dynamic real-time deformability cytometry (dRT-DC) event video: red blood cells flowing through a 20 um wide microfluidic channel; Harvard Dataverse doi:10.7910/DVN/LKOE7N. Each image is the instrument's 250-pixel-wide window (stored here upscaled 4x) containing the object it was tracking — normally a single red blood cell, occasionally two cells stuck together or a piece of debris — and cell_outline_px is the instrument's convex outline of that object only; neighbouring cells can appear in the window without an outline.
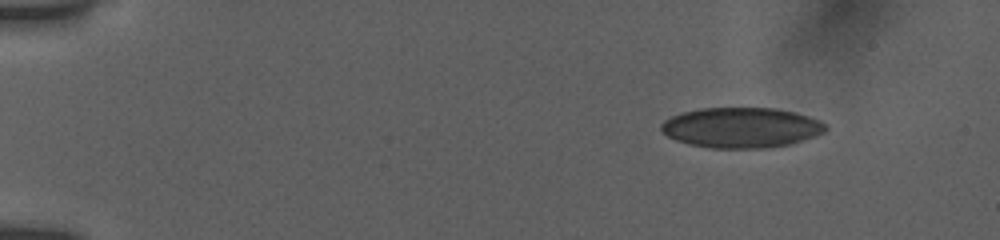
{"species": "human", "species_latin": "Homo sapiens", "temperature_condition": "room temperature", "stored_images_in_passage": 42, "camera_frame_rate_fps": 3000, "um_per_image_px": 0.085, "donor": {"sex": "female"}, "frame": {"image": 1, "passage_image": 1, "time_ms": 0.0, "image_size_px": [1000, 240], "cell_outline_px": [[828, 128], [824, 132], [788, 144], [768, 148], [712, 148], [688, 144], [676, 140], [668, 136], [660, 128], [660, 124], [664, 120], [672, 116], [684, 112], [700, 108], [772, 108], [792, 112], [808, 116], [820, 120]], "centroid_in_image_um": [62.97, 10.85], "position_along_channel_um": 22.0, "area_um2": 38.26}}
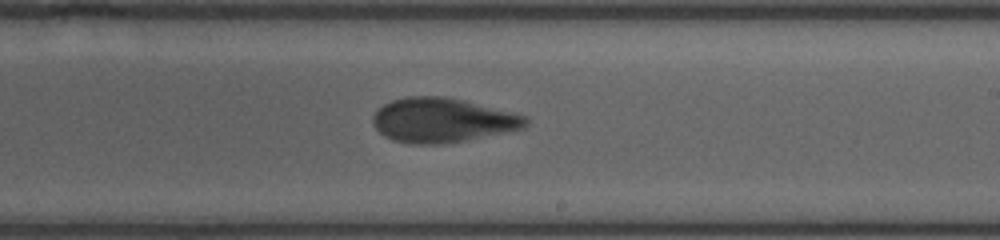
{"frame": {"image": 2, "passage_image": 22, "time_ms": 9.0, "image_size_px": [1000, 240], "cell_outline_px": [[528, 124], [524, 128], [508, 132], [464, 140], [440, 144], [412, 144], [392, 140], [384, 136], [372, 124], [372, 116], [384, 104], [392, 100], [408, 96], [440, 96], [464, 100], [528, 116]], "centroid_in_image_um": [37.61, 10.22], "position_along_channel_um": 251.4, "area_um2": 39.54}}
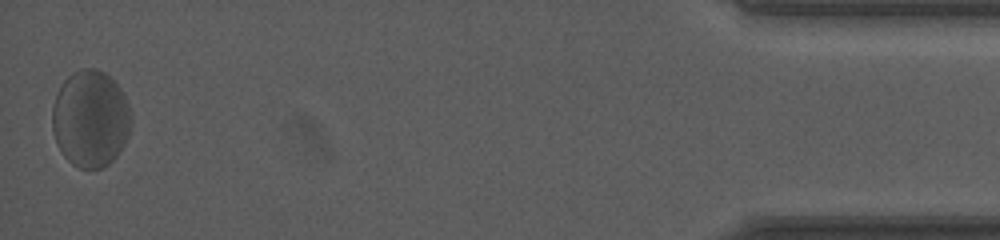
{"frame": {"image": 3, "passage_image": 42, "time_ms": 15.667, "image_size_px": [1000, 240], "cell_outline_px": [[132, 124], [128, 136], [124, 144], [116, 156], [104, 168], [80, 168], [72, 164], [64, 156], [56, 144], [52, 128], [52, 108], [56, 92], [64, 80], [72, 72], [80, 68], [96, 68], [104, 72], [124, 92], [128, 104], [132, 120]], "centroid_in_image_um": [7.68, 10.08], "position_along_channel_um": 427.5, "area_um2": 44.97}, "authors_computed_cell_mechanics": {"area_um2": 39.4196, "velocity_mm_per_s": 3.813, "shape_relaxation_time_tau1_ms": 6.9584, "shape_relaxation_time_tau2_ms": 1.9645, "deformation_change_tau1": 0.1249, "deformation_change_tau2": 0.0795}}